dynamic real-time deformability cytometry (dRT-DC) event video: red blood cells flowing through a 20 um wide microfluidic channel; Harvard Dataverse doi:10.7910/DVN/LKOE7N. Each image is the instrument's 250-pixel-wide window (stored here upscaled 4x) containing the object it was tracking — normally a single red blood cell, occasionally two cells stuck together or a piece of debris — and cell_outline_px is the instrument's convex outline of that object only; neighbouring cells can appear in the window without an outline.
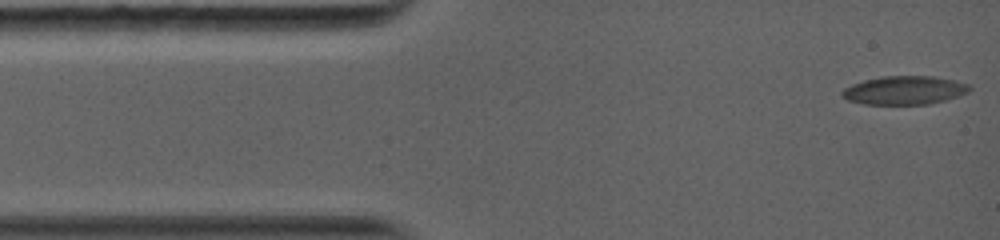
{"species": "common noctule bat (a hibernating species)", "species_latin": "Nyctalus noctula", "temperature_condition": "warm", "stored_images_in_passage": 28, "camera_frame_rate_fps": 5000, "um_per_image_px": 0.085, "animal": {"sex": "female", "body_mass_g": 19.0, "forearm_length_mm": 56.7}, "frame": {"image": 1, "passage_image": 1, "time_ms": 0.0, "image_size_px": [1000, 240], "cell_outline_px": [[972, 88], [968, 92], [944, 100], [928, 104], [864, 104], [848, 100], [840, 96], [840, 92], [844, 88], [852, 84], [864, 80], [880, 76], [932, 76], [952, 80], [968, 84]], "centroid_in_image_um": [76.82, 7.67], "position_along_channel_um": 8.2, "area_um2": 21.1}}
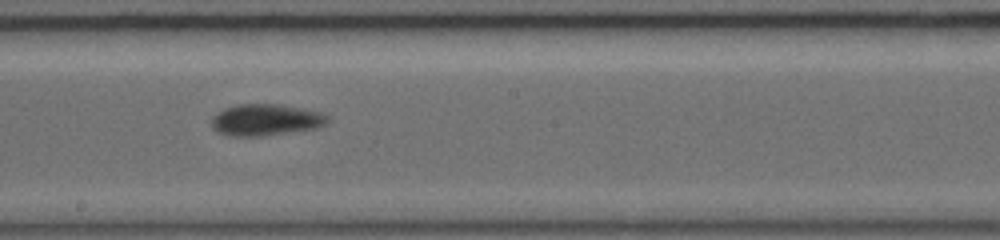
{"frame": {"image": 2, "passage_image": 13, "time_ms": 7.2, "image_size_px": [1000, 240], "cell_outline_px": [[328, 120], [324, 124], [316, 128], [260, 136], [228, 136], [216, 132], [212, 128], [212, 116], [216, 112], [224, 108], [236, 104], [280, 104], [320, 112], [328, 116]], "centroid_in_image_um": [22.51, 10.18], "position_along_channel_um": 225.7, "area_um2": 21.33}}
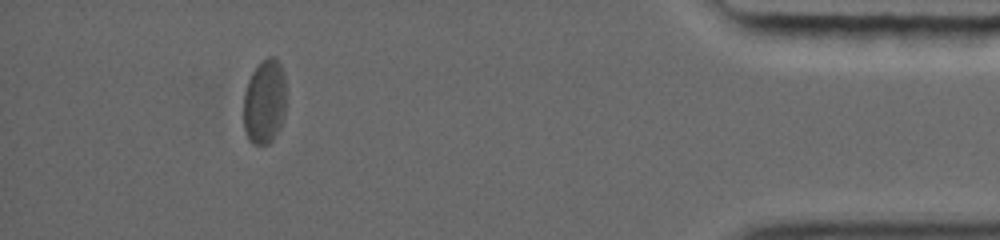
{"frame": {"image": 3, "passage_image": 24, "time_ms": 13.4, "image_size_px": [1000, 240], "cell_outline_px": [[284, 116], [280, 128], [272, 140], [268, 144], [252, 144], [248, 140], [244, 128], [244, 92], [248, 80], [252, 72], [268, 56], [272, 56], [280, 64], [284, 72]], "centroid_in_image_um": [22.47, 8.68], "position_along_channel_um": 412.7, "area_um2": 20.87}}